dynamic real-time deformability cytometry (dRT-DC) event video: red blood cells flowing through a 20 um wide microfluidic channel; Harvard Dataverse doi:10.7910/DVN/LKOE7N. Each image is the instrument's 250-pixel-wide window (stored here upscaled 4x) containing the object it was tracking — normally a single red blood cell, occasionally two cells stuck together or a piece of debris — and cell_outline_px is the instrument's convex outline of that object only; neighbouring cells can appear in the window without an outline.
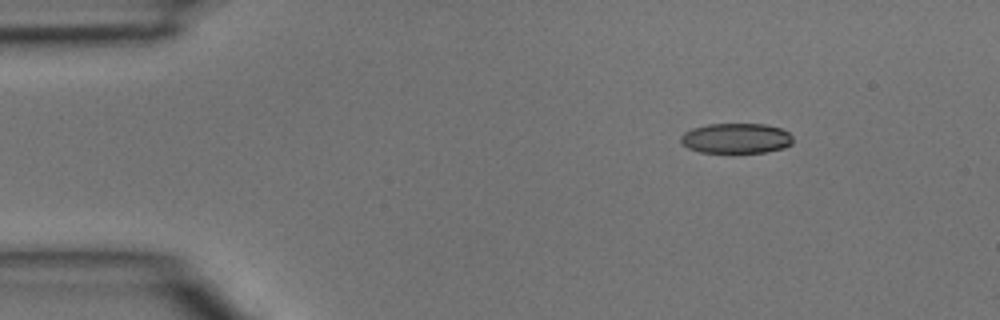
{"species": "common noctule bat (a hibernating species)", "species_latin": "Nyctalus noctula", "temperature_condition": "room temperature", "stored_images_in_passage": 4, "camera_frame_rate_fps": 3000, "um_per_image_px": 0.085, "animal": {"sex": "male", "body_mass_g": 15.6}, "frame": {"image": 1, "passage_image": 1, "time_ms": 0.0, "image_size_px": [1000, 320], "cell_outline_px": [[792, 144], [784, 148], [764, 152], [700, 152], [688, 148], [680, 144], [680, 136], [684, 132], [692, 128], [708, 124], [764, 124], [780, 128], [788, 132], [792, 136]], "centroid_in_image_um": [62.54, 11.75], "position_along_channel_um": 22.5, "area_um2": 19.77}}
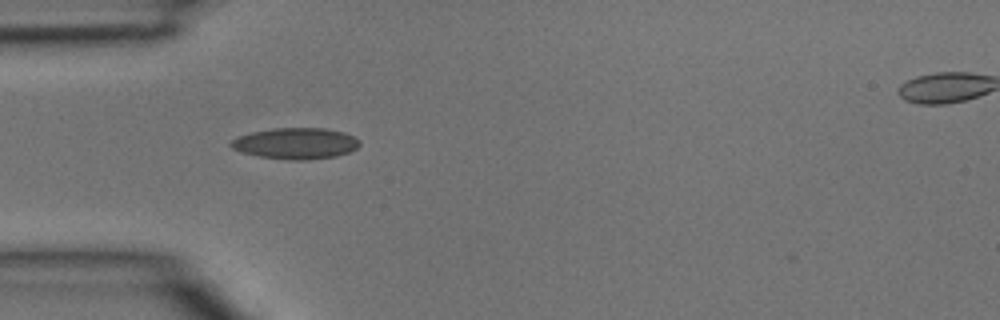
{"frame": {"image": 2, "passage_image": 3, "time_ms": 0.667, "image_size_px": [1000, 320], "cell_outline_px": [[360, 144], [356, 148], [348, 152], [336, 156], [308, 160], [288, 160], [260, 156], [240, 152], [232, 148], [228, 144], [236, 136], [252, 132], [276, 128], [324, 128], [344, 132], [360, 140]], "centroid_in_image_um": [25.11, 12.19], "position_along_channel_um": 59.9, "area_um2": 23.41}}